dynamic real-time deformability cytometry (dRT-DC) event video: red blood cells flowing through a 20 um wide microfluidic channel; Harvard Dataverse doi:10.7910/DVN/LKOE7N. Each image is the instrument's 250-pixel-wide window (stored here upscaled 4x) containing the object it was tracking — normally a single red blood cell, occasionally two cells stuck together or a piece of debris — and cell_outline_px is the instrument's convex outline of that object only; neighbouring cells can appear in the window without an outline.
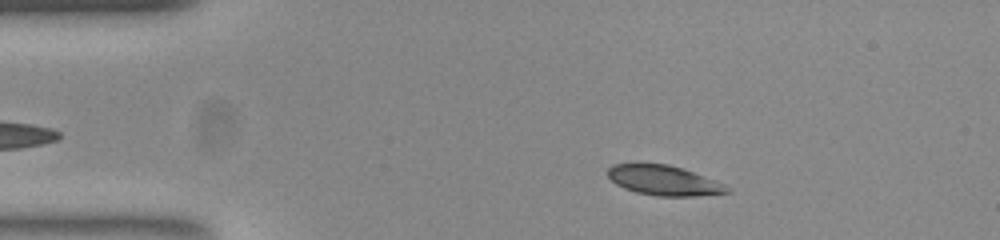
{"species": "common noctule bat (a hibernating species)", "species_latin": "Nyctalus noctula", "temperature_condition": "room temperature", "stored_images_in_passage": 43, "camera_frame_rate_fps": 3000, "um_per_image_px": 0.085, "animal": {"sex": "female", "body_mass_g": 23.0, "forearm_length_mm": 53.4}, "frame": {"image": 1, "passage_image": 7, "time_ms": 2.0, "image_size_px": [1000, 240], "cell_outline_px": [[732, 192], [696, 196], [656, 196], [636, 192], [624, 188], [616, 184], [608, 176], [608, 168], [612, 164], [668, 164], [692, 172], [724, 184]], "centroid_in_image_um": [56.4, 15.35], "position_along_channel_um": 28.6, "area_um2": 20.46}}
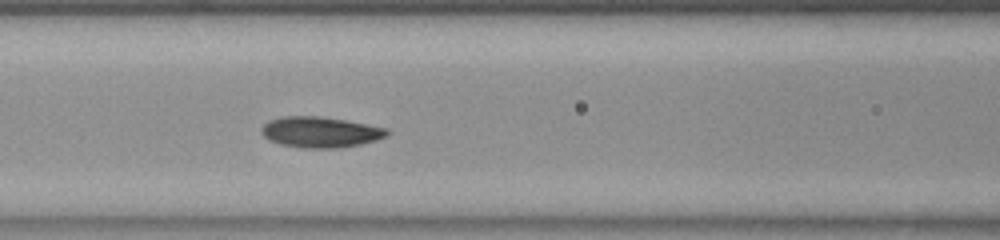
{"frame": {"image": 2, "passage_image": 20, "time_ms": 6.333, "image_size_px": [1000, 240], "cell_outline_px": [[392, 132], [376, 140], [360, 144], [340, 148], [304, 148], [280, 144], [268, 140], [260, 132], [260, 128], [268, 120], [280, 116], [320, 116], [344, 120], [388, 128]], "centroid_in_image_um": [27.19, 11.22], "position_along_channel_um": 139.4, "area_um2": 22.66}}
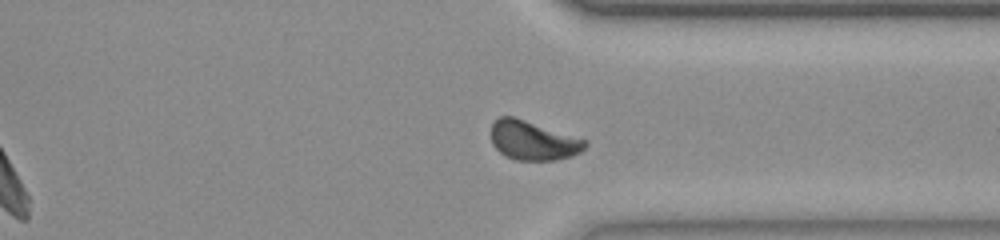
{"frame": {"image": 3, "passage_image": 38, "time_ms": 12.333, "image_size_px": [1000, 240], "cell_outline_px": [[588, 144], [580, 152], [572, 156], [556, 160], [516, 160], [504, 156], [492, 144], [492, 124], [500, 116], [512, 116], [588, 140]], "centroid_in_image_um": [45.32, 11.96], "position_along_channel_um": 366.1, "area_um2": 21.39}, "authors_computed_cell_mechanics": {"area_um2": 21.5016, "velocity_mm_per_s": 3.795, "shape_relaxation_time_tau1_ms": 3.7899, "shape_relaxation_time_tau2_ms": 1.1343, "deformation_change_tau1": 0.105, "deformation_change_tau2": 0.0347}}